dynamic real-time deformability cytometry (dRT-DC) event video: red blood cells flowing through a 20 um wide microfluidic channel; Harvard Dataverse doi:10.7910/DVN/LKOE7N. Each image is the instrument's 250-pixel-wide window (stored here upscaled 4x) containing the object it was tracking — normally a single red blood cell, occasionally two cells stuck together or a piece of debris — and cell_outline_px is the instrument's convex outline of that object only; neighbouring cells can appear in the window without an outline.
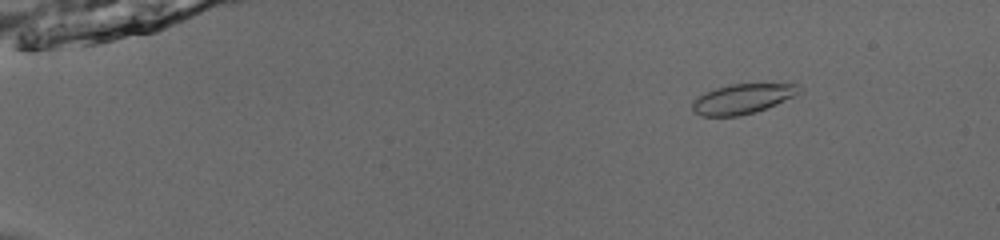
{"species": "common noctule bat (a hibernating species)", "species_latin": "Nyctalus noctula", "temperature_condition": "room temperature", "stored_images_in_passage": 55, "camera_frame_rate_fps": 3000, "um_per_image_px": 0.085, "animal": {"sex": "male", "body_mass_g": 13.0, "forearm_length_mm": 53.1}, "frame": {"image": 1, "passage_image": 9, "time_ms": 2.667, "image_size_px": [1000, 240], "cell_outline_px": [[804, 88], [800, 92], [776, 104], [756, 112], [740, 116], [700, 116], [692, 112], [692, 100], [716, 88], [732, 84], [796, 84]], "centroid_in_image_um": [63.09, 8.41], "position_along_channel_um": 21.9, "area_um2": 18.44}}
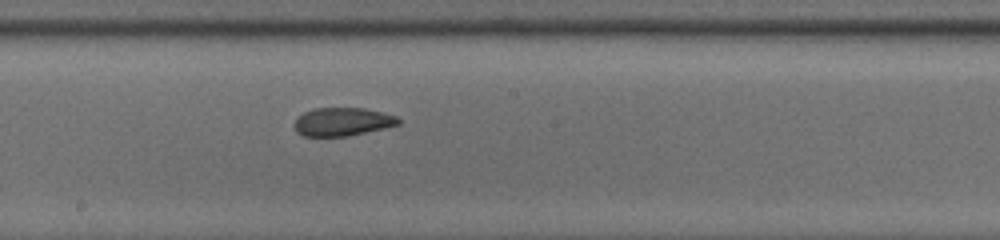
{"frame": {"image": 2, "passage_image": 33, "time_ms": 10.667, "image_size_px": [1000, 240], "cell_outline_px": [[400, 124], [384, 128], [348, 136], [304, 136], [296, 132], [296, 120], [304, 112], [316, 108], [364, 108], [384, 112], [396, 116], [400, 120]], "centroid_in_image_um": [29.15, 10.34], "position_along_channel_um": 219.1, "area_um2": 16.99}}
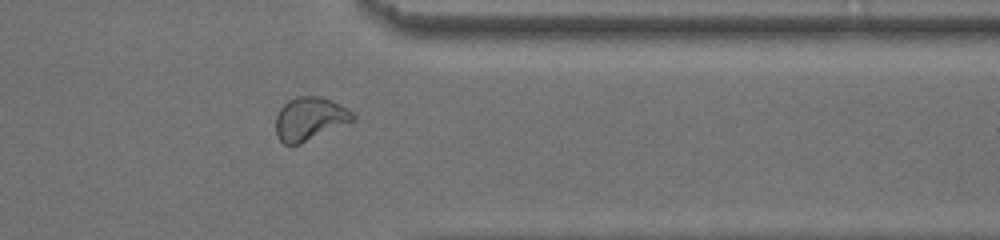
{"frame": {"image": 3, "passage_image": 46, "time_ms": 15.0, "image_size_px": [1000, 240], "cell_outline_px": [[356, 120], [300, 144], [284, 144], [276, 136], [276, 116], [280, 108], [288, 100], [296, 96], [316, 96], [332, 100], [340, 104], [352, 112], [356, 116]], "centroid_in_image_um": [26.33, 10.09], "position_along_channel_um": 385.1, "area_um2": 19.48}, "authors_computed_cell_mechanics": {"area_um2": 18.6116, "velocity_mm_per_s": 3.8872, "shape_relaxation_time_tau1_ms": 8.4037, "shape_relaxation_time_tau2_ms": 1.5388, "deformation_change_tau1": 0.1297, "deformation_change_tau2": 0.0665}}